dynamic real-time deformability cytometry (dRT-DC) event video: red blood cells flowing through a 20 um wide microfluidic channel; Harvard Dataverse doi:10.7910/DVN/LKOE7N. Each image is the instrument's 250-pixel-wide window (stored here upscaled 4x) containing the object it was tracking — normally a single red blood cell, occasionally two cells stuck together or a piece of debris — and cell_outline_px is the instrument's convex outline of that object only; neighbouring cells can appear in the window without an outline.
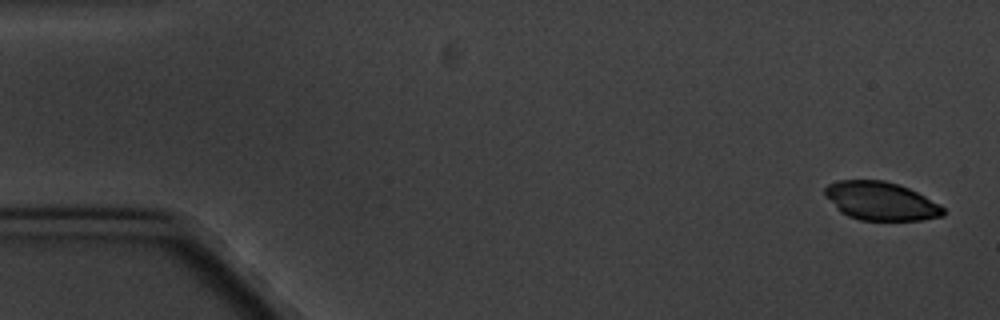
{"species": "common noctule bat (a hibernating species)", "species_latin": "Nyctalus noctula", "temperature_condition": "cold", "stored_images_in_passage": 5, "segment_of_instrument_passage": [2, 2], "camera_frame_rate_fps": 3000, "um_per_image_px": 0.085, "animal": {"sex": "male", "body_mass_g": 20.1, "forearm_length_mm": 53.5}, "frame": {"image": 1, "passage_image": 5, "time_ms": 5.333, "image_size_px": [1000, 320], "cell_outline_px": [[944, 216], [924, 220], [860, 220], [848, 216], [840, 212], [824, 196], [824, 188], [828, 184], [836, 180], [884, 180], [900, 184], [940, 204], [944, 208]], "centroid_in_image_um": [74.85, 17.09], "position_along_channel_um": 10.2, "area_um2": 26.7}}